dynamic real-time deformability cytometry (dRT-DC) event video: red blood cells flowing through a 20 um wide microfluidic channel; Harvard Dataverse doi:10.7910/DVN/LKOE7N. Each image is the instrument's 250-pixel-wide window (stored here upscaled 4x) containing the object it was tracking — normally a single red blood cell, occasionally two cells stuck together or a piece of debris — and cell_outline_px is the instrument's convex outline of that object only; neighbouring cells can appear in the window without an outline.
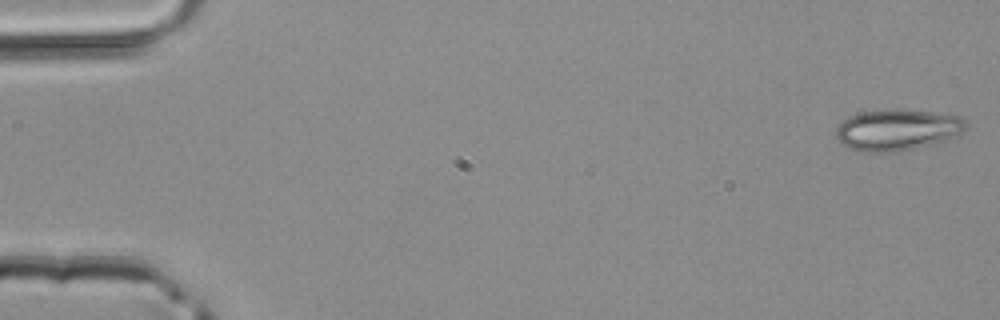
{"species": "common noctule bat (a hibernating species)", "species_latin": "Nyctalus noctula", "temperature_condition": "room temperature", "stored_images_in_passage": 48, "camera_frame_rate_fps": 3000, "um_per_image_px": 0.085, "animal": {"sex": "male", "body_mass_g": 20.4}, "frame": {"image": 1, "passage_image": 1, "time_ms": 0.0, "image_size_px": [1000, 320], "cell_outline_px": [[968, 128], [964, 132], [956, 136], [944, 140], [916, 148], [896, 152], [856, 152], [844, 144], [836, 136], [836, 128], [848, 116], [860, 112], [884, 108], [900, 108], [932, 112], [960, 116], [968, 124]], "centroid_in_image_um": [76.28, 11.02], "position_along_channel_um": 8.7, "area_um2": 31.67}}
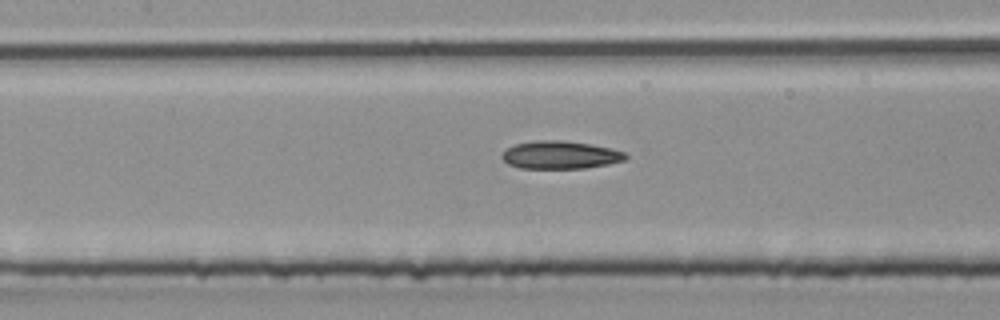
{"frame": {"image": 2, "passage_image": 22, "time_ms": 7.0, "image_size_px": [1000, 320], "cell_outline_px": [[628, 156], [624, 160], [608, 164], [584, 168], [520, 168], [508, 164], [500, 156], [508, 148], [516, 144], [536, 140], [560, 140], [592, 144], [612, 148], [624, 152]], "centroid_in_image_um": [47.63, 13.16], "position_along_channel_um": 159.8, "area_um2": 20.0}}
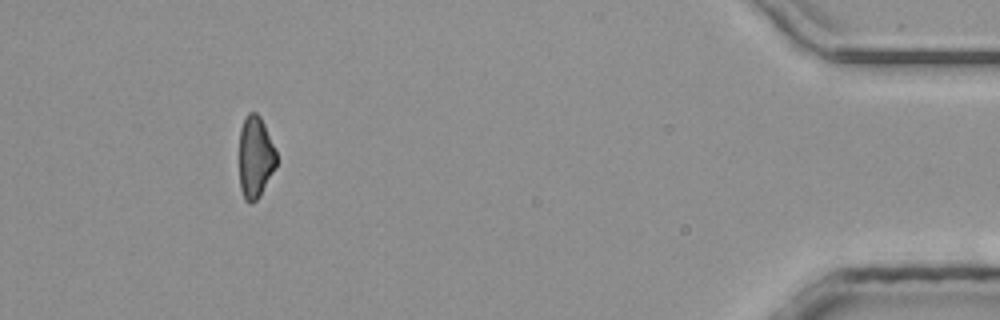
{"frame": {"image": 3, "passage_image": 44, "time_ms": 14.333, "image_size_px": [1000, 320], "cell_outline_px": [[276, 168], [260, 196], [252, 204], [248, 204], [244, 200], [240, 188], [240, 128], [248, 112], [256, 112], [260, 116], [264, 124], [276, 152]], "centroid_in_image_um": [21.7, 13.4], "position_along_channel_um": 413.5, "area_um2": 17.8}}